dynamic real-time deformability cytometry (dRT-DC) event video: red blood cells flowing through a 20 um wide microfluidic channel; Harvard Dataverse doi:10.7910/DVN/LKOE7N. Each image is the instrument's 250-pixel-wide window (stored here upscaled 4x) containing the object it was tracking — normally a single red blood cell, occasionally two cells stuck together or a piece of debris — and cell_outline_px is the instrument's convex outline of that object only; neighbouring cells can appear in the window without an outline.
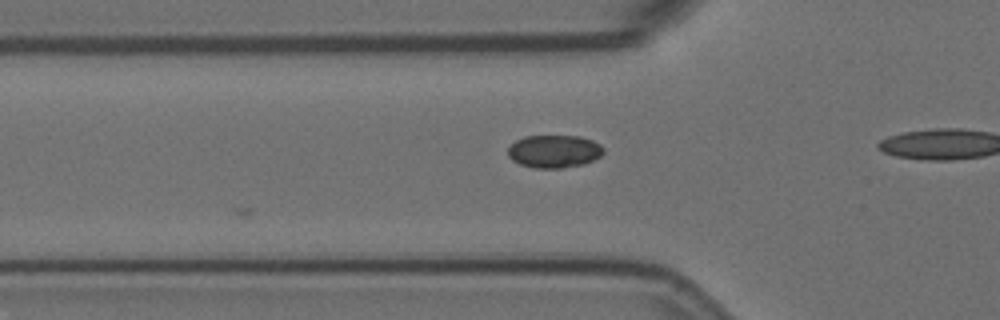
{"species": "Egyptian fruit bat (a non-hibernating species)", "species_latin": "Rousettus aegyptiacus", "temperature_condition": "room temperature", "stored_images_in_passage": 6, "camera_frame_rate_fps": 3000, "um_per_image_px": 0.085, "animal": {"sex": "female"}, "frame": {"image": 1, "passage_image": 5, "time_ms": 1.333, "image_size_px": [1000, 320], "cell_outline_px": [[604, 152], [600, 156], [584, 164], [560, 168], [532, 168], [520, 164], [512, 160], [508, 156], [508, 148], [516, 140], [524, 136], [580, 136], [592, 140], [600, 144], [604, 148]], "centroid_in_image_um": [47.1, 12.86], "position_along_channel_um": 78.7, "area_um2": 18.32}}